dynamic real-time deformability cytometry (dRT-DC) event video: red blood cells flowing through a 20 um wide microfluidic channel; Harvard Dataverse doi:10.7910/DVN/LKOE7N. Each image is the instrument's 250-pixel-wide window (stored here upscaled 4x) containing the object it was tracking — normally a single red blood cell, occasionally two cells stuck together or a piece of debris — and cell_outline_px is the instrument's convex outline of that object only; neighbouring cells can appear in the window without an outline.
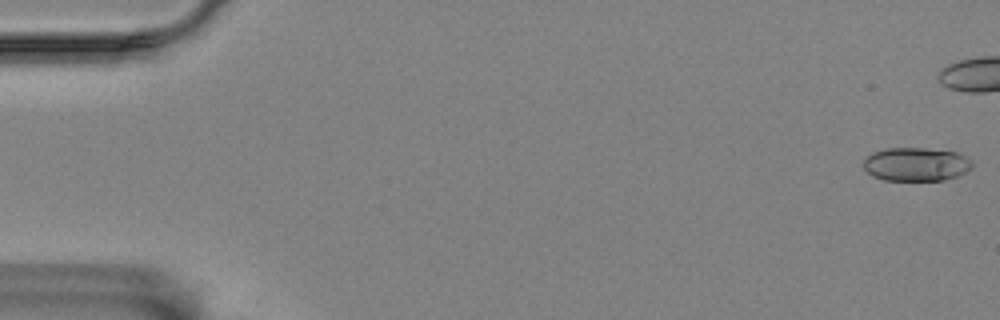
{"species": "Egyptian fruit bat (a non-hibernating species)", "species_latin": "Rousettus aegyptiacus", "temperature_condition": "room temperature", "stored_images_in_passage": 46, "camera_frame_rate_fps": 3000, "um_per_image_px": 0.085, "animal": {"sex": "female"}, "frame": {"image": 1, "passage_image": 1, "time_ms": 0.0, "image_size_px": [1000, 320], "cell_outline_px": [[972, 168], [956, 176], [944, 180], [884, 180], [872, 176], [864, 168], [864, 160], [872, 152], [888, 148], [924, 148], [956, 152], [972, 160]], "centroid_in_image_um": [77.86, 13.96], "position_along_channel_um": 7.1, "area_um2": 21.15}}
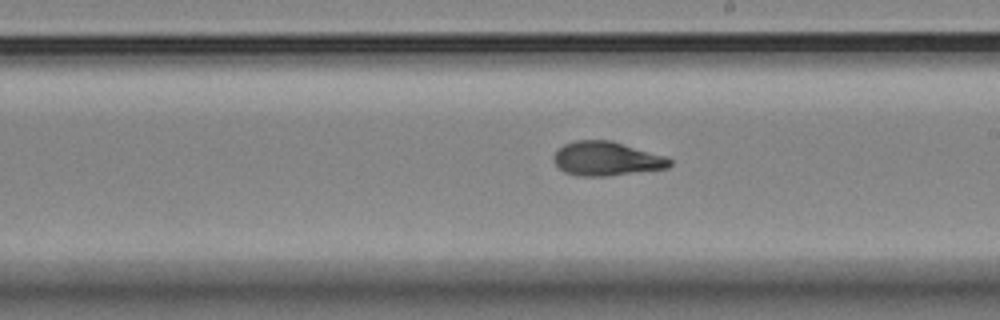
{"frame": {"image": 2, "passage_image": 33, "time_ms": 10.667, "image_size_px": [1000, 320], "cell_outline_px": [[672, 164], [668, 168], [608, 176], [576, 176], [564, 172], [552, 160], [552, 156], [564, 144], [576, 140], [612, 140], [668, 156], [672, 160]], "centroid_in_image_um": [51.59, 13.49], "position_along_channel_um": 237.4, "area_um2": 23.35}}
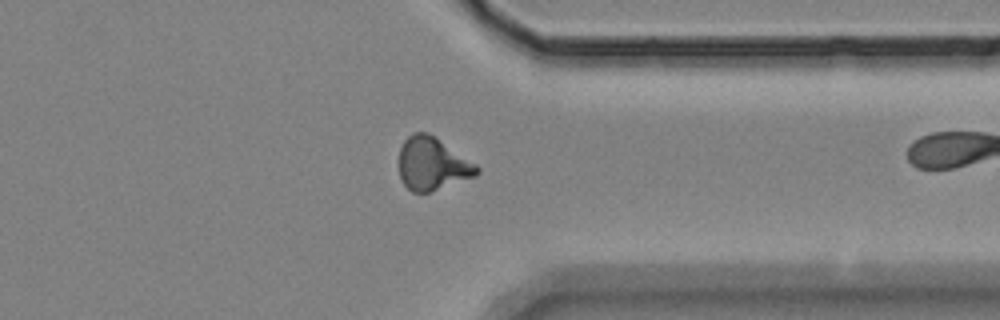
{"frame": {"image": 3, "passage_image": 45, "time_ms": 14.667, "image_size_px": [1000, 320], "cell_outline_px": [[480, 172], [476, 176], [428, 192], [412, 192], [404, 184], [400, 176], [396, 160], [400, 148], [404, 140], [412, 132], [428, 132], [476, 164], [480, 168]], "centroid_in_image_um": [36.7, 13.91], "position_along_channel_um": 374.7, "area_um2": 24.1}}